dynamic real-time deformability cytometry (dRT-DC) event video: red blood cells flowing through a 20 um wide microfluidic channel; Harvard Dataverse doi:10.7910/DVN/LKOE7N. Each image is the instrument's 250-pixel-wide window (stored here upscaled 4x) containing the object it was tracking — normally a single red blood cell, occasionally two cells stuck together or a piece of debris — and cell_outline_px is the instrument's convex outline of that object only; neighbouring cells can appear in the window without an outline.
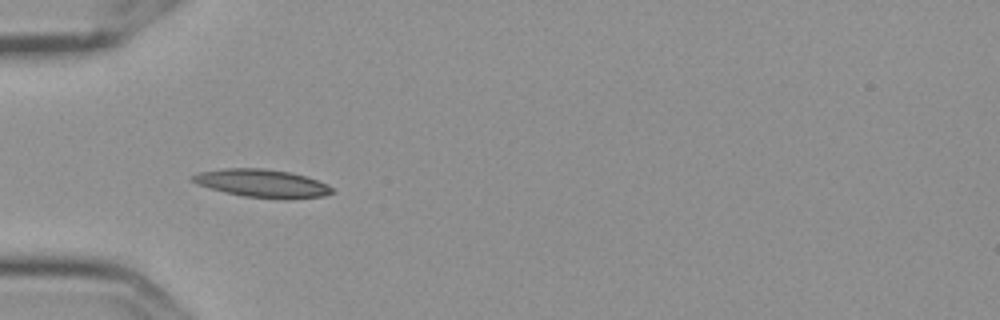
{"species": "Egyptian fruit bat (a non-hibernating species)", "species_latin": "Rousettus aegyptiacus", "temperature_condition": "cold", "stored_images_in_passage": 6, "camera_frame_rate_fps": 3000, "um_per_image_px": 0.085, "frame": {"image": 1, "passage_image": 5, "time_ms": 1.333, "image_size_px": [1000, 320], "cell_outline_px": [[332, 192], [324, 196], [284, 200], [244, 196], [224, 192], [196, 184], [188, 180], [188, 176], [200, 172], [224, 168], [264, 168], [288, 172], [308, 176], [328, 184], [332, 188]], "centroid_in_image_um": [22.25, 15.59], "position_along_channel_um": 62.7, "area_um2": 23.12}}
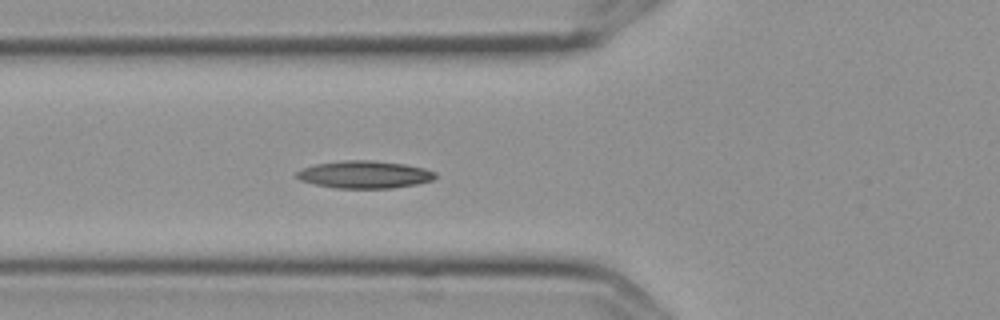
{"frame": {"image": 2, "passage_image": 6, "time_ms": 1.667, "image_size_px": [1000, 320], "cell_outline_px": [[436, 176], [432, 180], [416, 184], [392, 188], [336, 188], [316, 184], [300, 180], [296, 176], [296, 172], [304, 168], [316, 164], [344, 160], [372, 160], [404, 164], [424, 168], [436, 172]], "centroid_in_image_um": [31.0, 14.83], "position_along_channel_um": 94.8, "area_um2": 22.02}}